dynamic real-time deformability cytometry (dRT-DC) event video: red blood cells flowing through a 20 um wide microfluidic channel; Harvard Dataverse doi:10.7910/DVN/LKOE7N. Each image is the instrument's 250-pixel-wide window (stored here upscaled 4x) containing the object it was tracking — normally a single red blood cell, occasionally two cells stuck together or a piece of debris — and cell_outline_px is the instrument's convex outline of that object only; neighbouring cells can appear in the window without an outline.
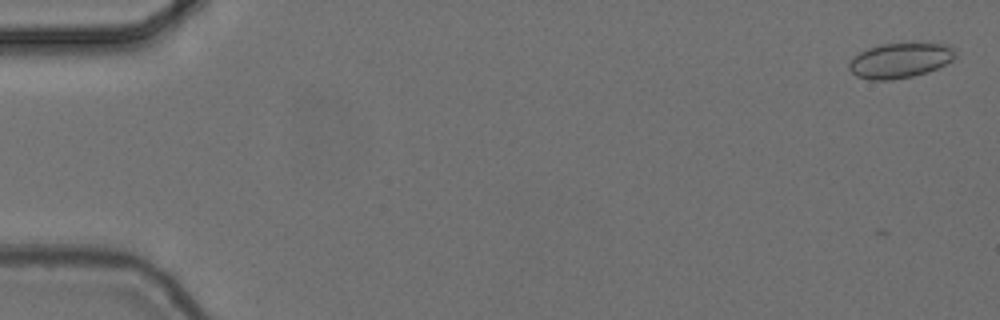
{"species": "common noctule bat (a hibernating species)", "species_latin": "Nyctalus noctula", "temperature_condition": "cold", "stored_images_in_passage": 11, "camera_frame_rate_fps": 3000, "um_per_image_px": 0.085, "animal": {"sex": "female", "body_mass_g": 24.6, "forearm_length_mm": 56.2}, "frame": {"image": 1, "passage_image": 2, "time_ms": 0.333, "image_size_px": [1000, 320], "cell_outline_px": [[956, 56], [952, 60], [928, 72], [912, 76], [892, 80], [868, 80], [856, 76], [848, 68], [848, 64], [860, 52], [868, 48], [884, 44], [948, 44], [956, 48]], "centroid_in_image_um": [76.51, 5.15], "position_along_channel_um": 8.5, "area_um2": 21.5}}